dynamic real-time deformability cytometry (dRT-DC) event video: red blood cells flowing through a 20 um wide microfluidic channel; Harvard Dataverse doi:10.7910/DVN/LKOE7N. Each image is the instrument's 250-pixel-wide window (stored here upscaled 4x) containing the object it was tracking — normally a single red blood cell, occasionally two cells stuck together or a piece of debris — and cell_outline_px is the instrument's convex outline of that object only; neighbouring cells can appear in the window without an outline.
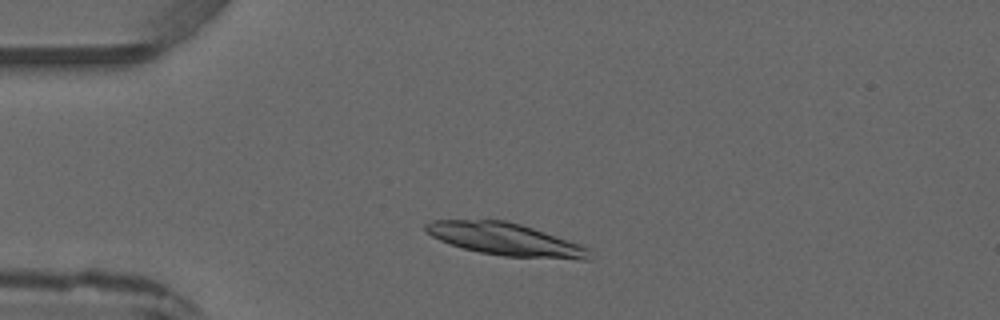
{"species": "common noctule bat (a hibernating species)", "species_latin": "Nyctalus noctula", "temperature_condition": "warm", "stored_images_in_passage": 3, "camera_frame_rate_fps": 3000, "um_per_image_px": 0.085, "animal": {"sex": "male", "forearm_length_mm": 52.5}, "frame": {"image": 1, "passage_image": 2, "time_ms": 1.333, "image_size_px": [1000, 320], "cell_outline_px": [[592, 260], [580, 260], [504, 256], [480, 252], [464, 248], [440, 240], [432, 236], [424, 228], [424, 224], [432, 220], [504, 220], [520, 224], [580, 244], [588, 248]], "centroid_in_image_um": [42.99, 20.35], "position_along_channel_um": 42.0, "area_um2": 30.69}}